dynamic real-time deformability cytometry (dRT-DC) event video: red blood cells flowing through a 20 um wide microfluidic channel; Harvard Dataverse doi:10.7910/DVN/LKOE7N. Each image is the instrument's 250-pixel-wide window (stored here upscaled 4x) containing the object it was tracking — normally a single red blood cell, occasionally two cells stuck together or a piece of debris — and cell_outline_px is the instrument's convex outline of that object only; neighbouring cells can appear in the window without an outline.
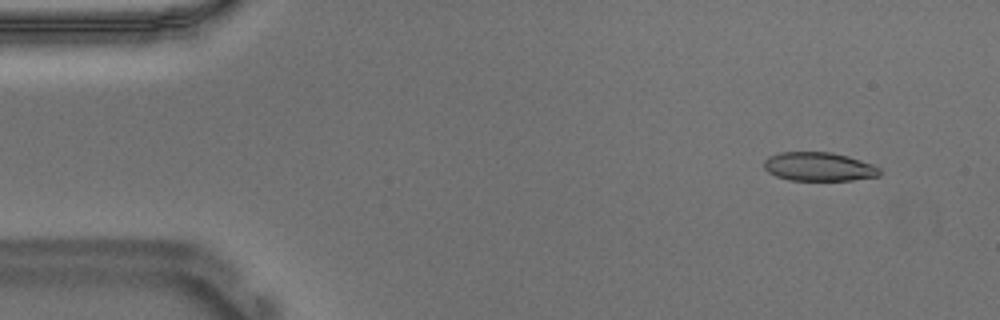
{"species": "Egyptian fruit bat (a non-hibernating species)", "species_latin": "Rousettus aegyptiacus", "temperature_condition": "warm", "stored_images_in_passage": 50, "camera_frame_rate_fps": 3000, "um_per_image_px": 0.085, "animal": {"sex": "male"}, "frame": {"image": 1, "passage_image": 1, "time_ms": 0.0, "image_size_px": [1000, 320], "cell_outline_px": [[880, 176], [852, 180], [788, 180], [776, 176], [768, 172], [764, 168], [764, 160], [768, 156], [780, 152], [832, 152], [848, 156], [872, 164], [880, 168]], "centroid_in_image_um": [69.59, 14.16], "position_along_channel_um": 15.4, "area_um2": 19.48}}
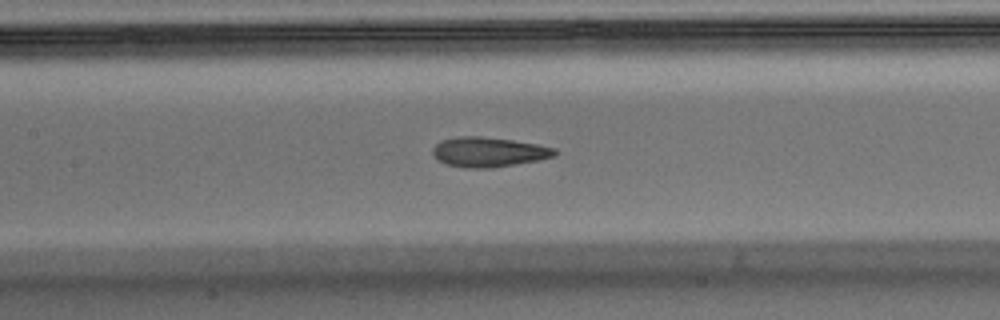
{"frame": {"image": 2, "passage_image": 21, "time_ms": 6.667, "image_size_px": [1000, 320], "cell_outline_px": [[560, 152], [556, 156], [540, 160], [492, 168], [464, 168], [448, 164], [440, 160], [432, 152], [432, 148], [440, 140], [456, 136], [480, 136], [512, 140], [536, 144], [556, 148]], "centroid_in_image_um": [41.58, 12.92], "position_along_channel_um": 165.8, "area_um2": 21.33}}
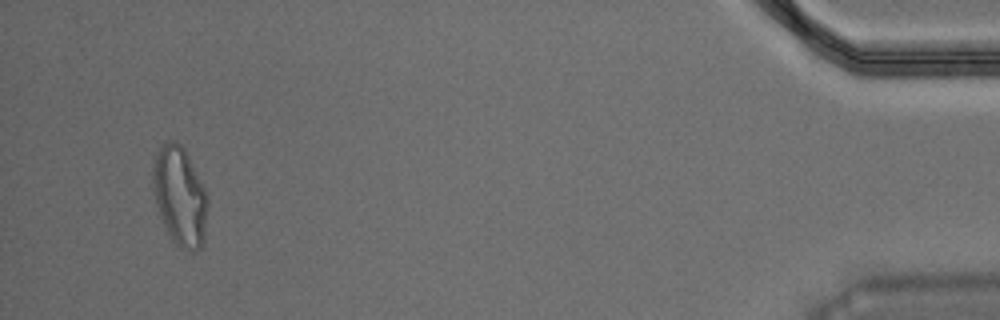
{"frame": {"image": 3, "passage_image": 48, "time_ms": 15.667, "image_size_px": [1000, 320], "cell_outline_px": [[208, 204], [204, 244], [200, 248], [180, 248], [172, 240], [164, 224], [156, 204], [152, 188], [152, 168], [156, 152], [160, 144], [168, 140], [176, 140], [184, 148], [208, 196]], "centroid_in_image_um": [15.27, 16.63], "position_along_channel_um": 419.9, "area_um2": 31.62}, "authors_computed_cell_mechanics": {"area_um2": 21.0681, "velocity_mm_per_s": 3.7006, "shape_relaxation_time_tau1_ms": null, "shape_relaxation_time_tau2_ms": 1.6184, "deformation_change_tau1": null, "deformation_change_tau2": 0.1027}}